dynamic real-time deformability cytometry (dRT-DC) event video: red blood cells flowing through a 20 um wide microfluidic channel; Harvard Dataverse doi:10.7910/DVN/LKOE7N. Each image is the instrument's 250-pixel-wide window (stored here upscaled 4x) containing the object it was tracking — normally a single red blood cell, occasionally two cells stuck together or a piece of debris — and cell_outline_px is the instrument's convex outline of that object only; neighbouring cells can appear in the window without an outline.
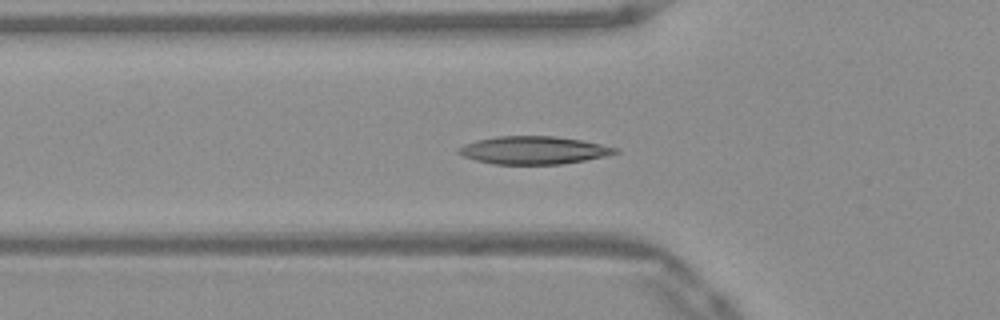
{"species": "Egyptian fruit bat (a non-hibernating species)", "species_latin": "Rousettus aegyptiacus", "temperature_condition": "warm", "stored_images_in_passage": 23, "camera_frame_rate_fps": 3000, "um_per_image_px": 0.085, "frame": {"image": 1, "passage_image": 3, "time_ms": 0.667, "image_size_px": [1000, 320], "cell_outline_px": [[620, 152], [604, 156], [584, 160], [560, 164], [492, 164], [476, 160], [464, 156], [456, 152], [456, 148], [464, 144], [476, 140], [496, 136], [552, 136], [580, 140], [620, 148]], "centroid_in_image_um": [45.32, 12.76], "position_along_channel_um": 80.5, "area_um2": 25.37}}
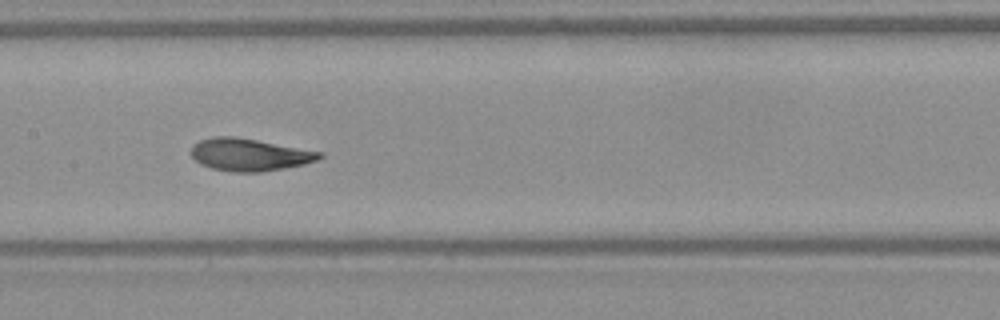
{"frame": {"image": 2, "passage_image": 11, "time_ms": 3.333, "image_size_px": [1000, 320], "cell_outline_px": [[324, 156], [316, 160], [304, 164], [284, 168], [260, 172], [232, 172], [212, 168], [200, 164], [188, 152], [192, 144], [200, 140], [216, 136], [236, 136], [324, 152]], "centroid_in_image_um": [21.18, 13.14], "position_along_channel_um": 186.2, "area_um2": 24.45}}
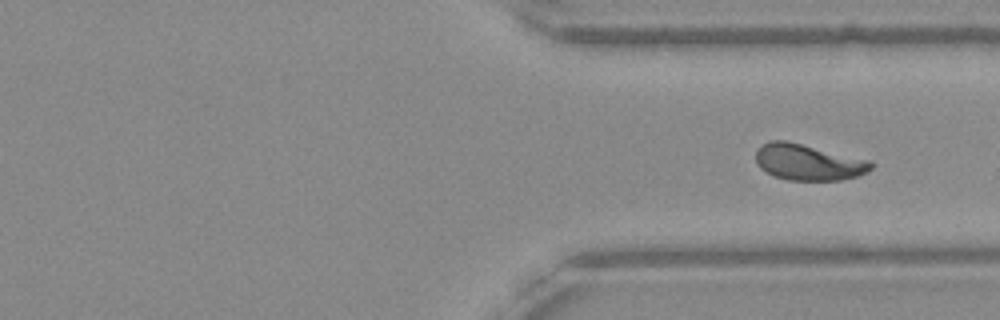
{"frame": {"image": 3, "passage_image": 23, "time_ms": 7.333, "image_size_px": [1000, 320], "cell_outline_px": [[872, 168], [856, 176], [840, 180], [788, 180], [772, 176], [760, 168], [756, 164], [756, 148], [760, 144], [772, 140], [784, 140], [868, 160], [872, 164]], "centroid_in_image_um": [68.6, 13.79], "position_along_channel_um": 342.8, "area_um2": 23.99}}